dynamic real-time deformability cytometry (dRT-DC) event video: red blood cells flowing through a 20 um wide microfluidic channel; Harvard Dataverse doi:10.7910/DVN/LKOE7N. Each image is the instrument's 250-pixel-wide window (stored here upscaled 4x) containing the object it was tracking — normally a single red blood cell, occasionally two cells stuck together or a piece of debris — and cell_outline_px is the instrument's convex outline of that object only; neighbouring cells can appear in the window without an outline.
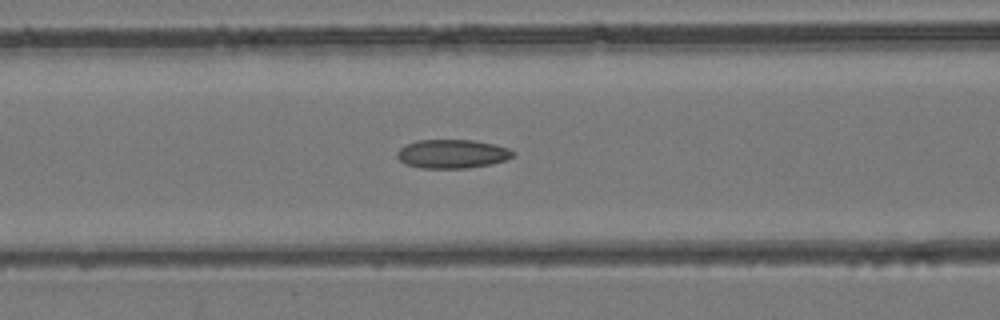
{"species": "common noctule bat (a hibernating species)", "species_latin": "Nyctalus noctula", "temperature_condition": "room temperature", "stored_images_in_passage": 39, "camera_frame_rate_fps": 3000, "um_per_image_px": 0.085, "animal": {"sex": "female", "body_mass_g": 24.6, "forearm_length_mm": 56.2}, "frame": {"image": 1, "passage_image": 13, "time_ms": 4.0, "image_size_px": [1000, 320], "cell_outline_px": [[516, 156], [492, 164], [468, 168], [420, 168], [408, 164], [400, 160], [396, 156], [396, 152], [400, 148], [416, 140], [472, 140], [492, 144], [508, 148], [516, 152]], "centroid_in_image_um": [38.46, 13.08], "position_along_channel_um": 128.1, "area_um2": 19.42}}
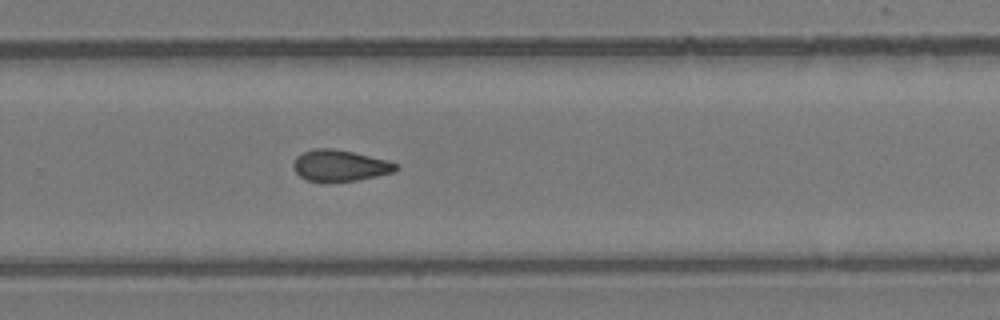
{"frame": {"image": 2, "passage_image": 24, "time_ms": 7.667, "image_size_px": [1000, 320], "cell_outline_px": [[400, 168], [392, 172], [376, 176], [356, 180], [324, 184], [308, 180], [300, 176], [292, 168], [292, 164], [296, 156], [304, 152], [316, 148], [332, 148], [352, 152], [388, 160], [400, 164]], "centroid_in_image_um": [28.88, 14.1], "position_along_channel_um": 300.9, "area_um2": 19.07}}
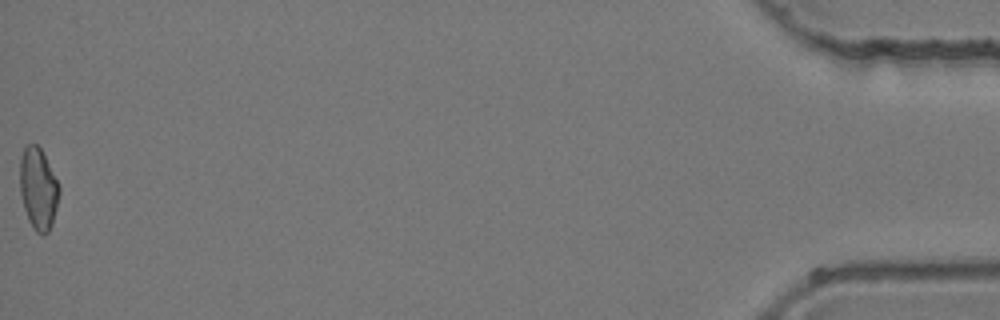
{"frame": {"image": 3, "passage_image": 39, "time_ms": 12.667, "image_size_px": [1000, 320], "cell_outline_px": [[60, 192], [52, 224], [48, 232], [44, 236], [36, 232], [28, 220], [24, 208], [20, 192], [20, 156], [24, 148], [28, 144], [36, 144], [40, 148], [60, 188]], "centroid_in_image_um": [3.23, 16.07], "position_along_channel_um": 432.0, "area_um2": 18.5}}